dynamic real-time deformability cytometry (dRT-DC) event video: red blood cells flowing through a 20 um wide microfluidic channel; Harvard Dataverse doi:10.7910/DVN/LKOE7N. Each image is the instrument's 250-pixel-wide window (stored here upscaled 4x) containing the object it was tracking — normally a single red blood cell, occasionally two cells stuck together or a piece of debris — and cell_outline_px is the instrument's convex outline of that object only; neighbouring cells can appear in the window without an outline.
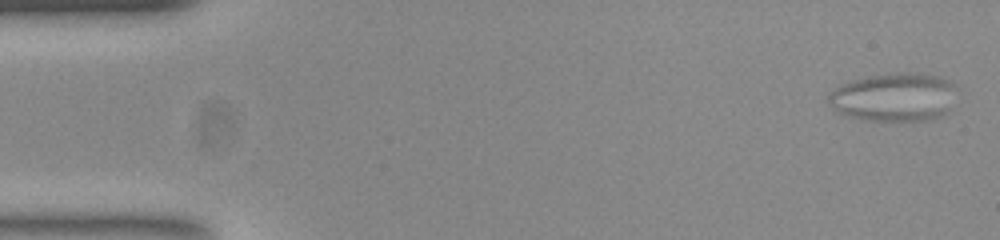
{"species": "common noctule bat (a hibernating species)", "species_latin": "Nyctalus noctula", "temperature_condition": "room temperature", "stored_images_in_passage": 13, "camera_frame_rate_fps": 3000, "um_per_image_px": 0.085, "animal": {"sex": "female", "body_mass_g": 23.0, "forearm_length_mm": 53.4}, "frame": {"image": 1, "passage_image": 2, "time_ms": 0.333, "image_size_px": [1000, 240], "cell_outline_px": [[948, 84], [944, 112], [940, 116], [928, 120], [864, 120], [848, 116], [840, 112], [828, 100], [828, 96], [836, 88], [844, 84], [856, 80], [872, 76], [932, 76], [944, 80]], "centroid_in_image_um": [75.8, 8.34], "position_along_channel_um": 9.2, "area_um2": 32.77}}